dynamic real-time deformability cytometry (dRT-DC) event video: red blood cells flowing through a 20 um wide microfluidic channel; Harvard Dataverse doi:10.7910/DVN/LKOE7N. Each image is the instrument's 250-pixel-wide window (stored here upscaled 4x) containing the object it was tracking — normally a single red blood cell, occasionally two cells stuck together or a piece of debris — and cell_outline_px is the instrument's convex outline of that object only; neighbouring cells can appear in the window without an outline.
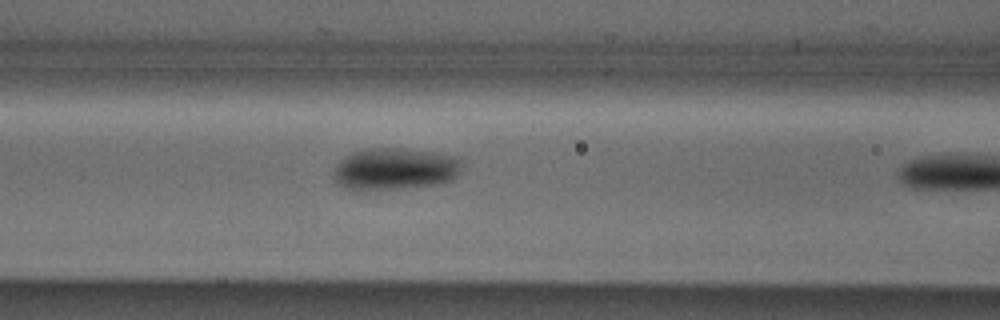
{"species": "Egyptian fruit bat (a non-hibernating species)", "species_latin": "Rousettus aegyptiacus", "temperature_condition": "cold", "stored_images_in_passage": 10, "camera_frame_rate_fps": 3000, "um_per_image_px": 0.085, "animal": {"sex": "male"}, "frame": {"image": 1, "passage_image": 9, "time_ms": 2.667, "image_size_px": [1000, 320], "cell_outline_px": [[464, 160], [460, 172], [452, 180], [436, 184], [396, 188], [348, 188], [336, 184], [332, 180], [332, 172], [336, 164], [344, 156], [352, 152], [364, 148], [400, 148], [436, 152], [460, 156]], "centroid_in_image_um": [33.59, 14.31], "position_along_channel_um": 133.0, "area_um2": 31.56}}